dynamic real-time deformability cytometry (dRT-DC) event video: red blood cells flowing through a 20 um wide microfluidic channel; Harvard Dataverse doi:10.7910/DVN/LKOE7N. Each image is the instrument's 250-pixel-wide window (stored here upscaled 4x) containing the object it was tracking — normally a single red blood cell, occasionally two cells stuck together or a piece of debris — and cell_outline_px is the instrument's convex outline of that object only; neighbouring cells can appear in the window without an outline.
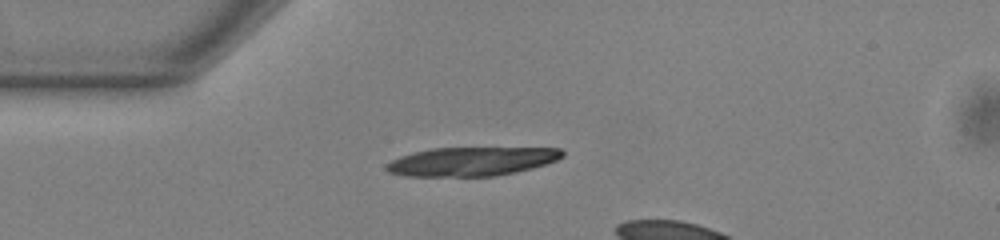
{"species": "common noctule bat (a hibernating species)", "species_latin": "Nyctalus noctula", "temperature_condition": "warm", "stored_images_in_passage": 7, "camera_frame_rate_fps": 3000, "um_per_image_px": 0.085, "animal": {"sex": "male", "body_mass_g": 13.0, "forearm_length_mm": 53.1}, "frame": {"image": 1, "passage_image": 1, "time_ms": 0.0, "image_size_px": [1000, 240], "cell_outline_px": [[564, 156], [556, 160], [532, 168], [516, 172], [496, 176], [404, 176], [388, 172], [384, 168], [384, 164], [400, 156], [412, 152], [432, 148], [560, 148], [564, 152]], "centroid_in_image_um": [40.04, 13.72], "position_along_channel_um": 45.0, "area_um2": 29.65}}